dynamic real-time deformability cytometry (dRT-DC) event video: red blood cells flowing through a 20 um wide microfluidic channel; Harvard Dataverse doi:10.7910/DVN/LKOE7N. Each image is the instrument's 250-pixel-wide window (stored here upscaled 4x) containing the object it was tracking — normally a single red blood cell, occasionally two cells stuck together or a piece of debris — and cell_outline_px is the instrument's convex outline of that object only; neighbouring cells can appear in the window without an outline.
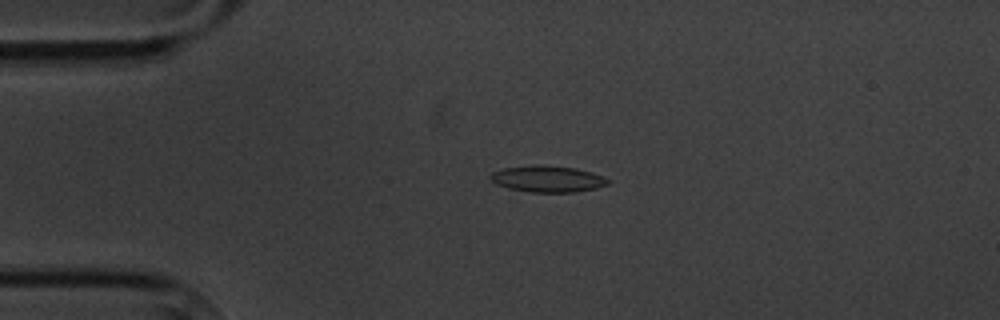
{"species": "common noctule bat (a hibernating species)", "species_latin": "Nyctalus noctula", "temperature_condition": "cold", "stored_images_in_passage": 5, "camera_frame_rate_fps": 3000, "um_per_image_px": 0.085, "animal": {"sex": "male", "body_mass_g": 20.1, "forearm_length_mm": 53.5}, "frame": {"image": 1, "passage_image": 3, "time_ms": 2.333, "image_size_px": [1000, 320], "cell_outline_px": [[612, 180], [608, 184], [596, 188], [572, 192], [532, 192], [508, 188], [496, 184], [488, 176], [492, 172], [504, 168], [532, 164], [544, 164], [576, 168], [592, 172], [604, 176]], "centroid_in_image_um": [46.56, 15.19], "position_along_channel_um": 38.4, "area_um2": 18.32}}
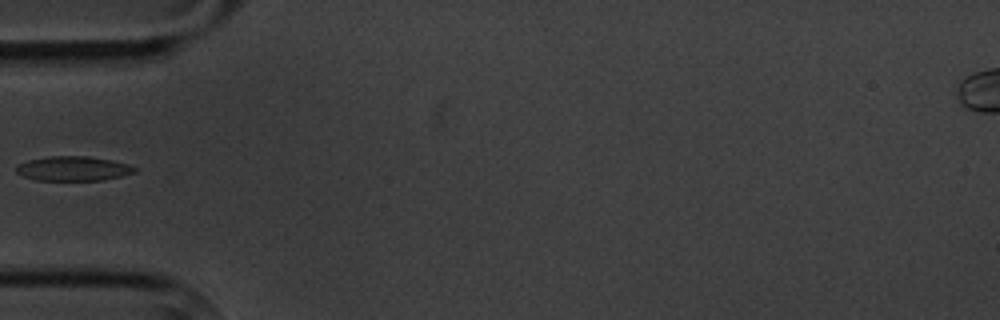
{"frame": {"image": 2, "passage_image": 5, "time_ms": 4.333, "image_size_px": [1000, 320], "cell_outline_px": [[136, 172], [104, 180], [36, 180], [24, 176], [16, 172], [16, 164], [28, 160], [48, 156], [88, 156], [112, 160], [128, 164], [136, 168]], "centroid_in_image_um": [6.21, 14.32], "position_along_channel_um": 78.8, "area_um2": 16.94}}